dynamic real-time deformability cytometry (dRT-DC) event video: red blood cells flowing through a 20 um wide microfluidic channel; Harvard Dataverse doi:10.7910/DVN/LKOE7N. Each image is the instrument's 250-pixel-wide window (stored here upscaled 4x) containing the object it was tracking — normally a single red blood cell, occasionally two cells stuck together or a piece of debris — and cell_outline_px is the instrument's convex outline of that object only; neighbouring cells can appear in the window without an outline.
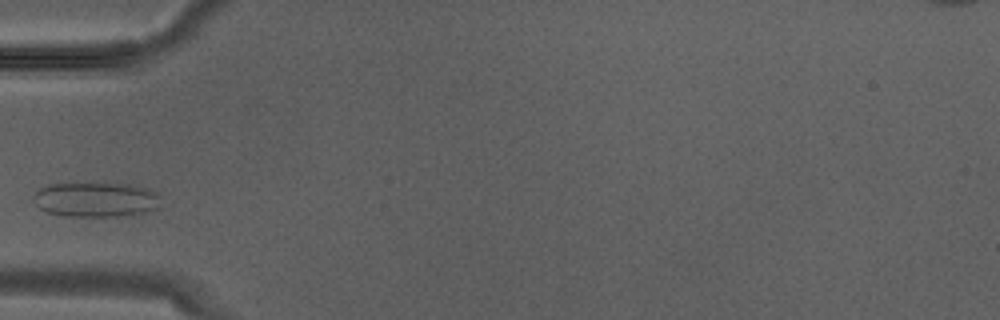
{"species": "Egyptian fruit bat (a non-hibernating species)", "species_latin": "Rousettus aegyptiacus", "temperature_condition": "warm", "stored_images_in_passage": 4, "camera_frame_rate_fps": 3000, "um_per_image_px": 0.085, "animal": {"sex": "male"}, "frame": {"image": 1, "passage_image": 3, "time_ms": 0.667, "image_size_px": [1000, 320], "cell_outline_px": [[160, 208], [144, 212], [120, 216], [64, 216], [44, 212], [32, 200], [32, 196], [40, 188], [48, 184], [128, 184], [148, 188], [156, 192], [160, 196]], "centroid_in_image_um": [8.14, 16.97], "position_along_channel_um": 76.9, "area_um2": 25.89}}